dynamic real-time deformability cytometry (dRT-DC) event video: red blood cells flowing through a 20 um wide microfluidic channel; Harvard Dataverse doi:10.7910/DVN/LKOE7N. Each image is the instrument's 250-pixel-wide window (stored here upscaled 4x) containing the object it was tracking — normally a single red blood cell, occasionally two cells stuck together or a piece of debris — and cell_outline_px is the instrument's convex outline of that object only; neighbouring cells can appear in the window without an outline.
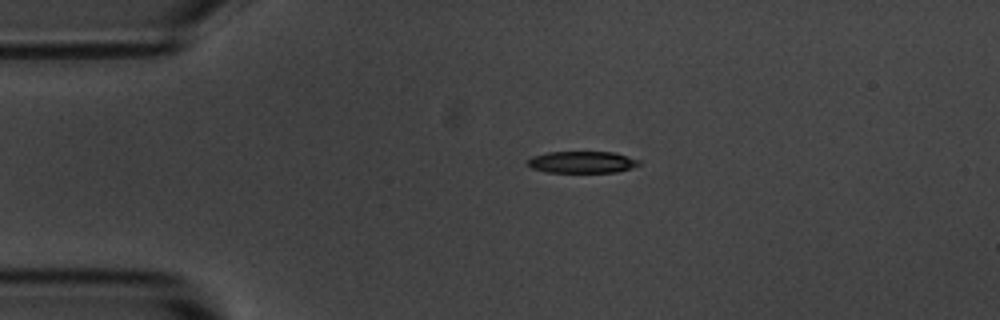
{"species": "common noctule bat (a hibernating species)", "species_latin": "Nyctalus noctula", "temperature_condition": "room temperature", "stored_images_in_passage": 2, "camera_frame_rate_fps": 3000, "um_per_image_px": 0.085, "animal": {"sex": "male", "body_mass_g": 20.1, "forearm_length_mm": 53.5}, "frame": {"image": 1, "passage_image": 1, "time_ms": 0.0, "image_size_px": [1000, 320], "cell_outline_px": [[640, 164], [616, 172], [544, 172], [532, 168], [528, 164], [528, 160], [532, 156], [548, 152], [612, 152], [640, 160]], "centroid_in_image_um": [49.44, 13.78], "position_along_channel_um": 35.6, "area_um2": 13.93}}